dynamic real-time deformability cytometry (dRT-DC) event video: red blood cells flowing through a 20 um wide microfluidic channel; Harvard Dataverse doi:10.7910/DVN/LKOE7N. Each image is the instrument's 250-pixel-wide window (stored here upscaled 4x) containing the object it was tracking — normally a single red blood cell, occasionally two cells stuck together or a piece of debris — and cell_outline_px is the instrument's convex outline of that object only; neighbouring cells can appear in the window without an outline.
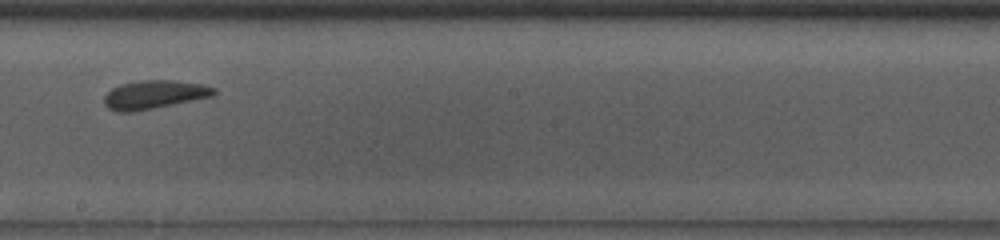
{"species": "common noctule bat (a hibernating species)", "species_latin": "Nyctalus noctula", "temperature_condition": "room temperature", "stored_images_in_passage": 33, "camera_frame_rate_fps": 3000, "um_per_image_px": 0.085, "animal": {"sex": "male", "body_mass_g": 13.0, "forearm_length_mm": 53.1}, "frame": {"image": 1, "passage_image": 15, "time_ms": 4.667, "image_size_px": [1000, 240], "cell_outline_px": [[216, 92], [212, 96], [132, 112], [116, 112], [108, 108], [104, 104], [104, 96], [112, 88], [120, 84], [144, 80], [176, 80], [200, 84], [216, 88]], "centroid_in_image_um": [13.07, 8.04], "position_along_channel_um": 235.1, "area_um2": 18.03}}
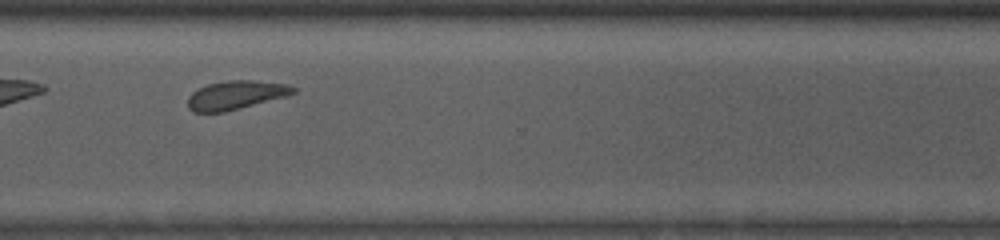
{"frame": {"image": 2, "passage_image": 24, "time_ms": 7.667, "image_size_px": [1000, 240], "cell_outline_px": [[296, 92], [288, 96], [224, 112], [192, 112], [188, 108], [188, 96], [192, 92], [208, 84], [228, 80], [252, 80], [288, 84], [296, 88]], "centroid_in_image_um": [20.06, 8.08], "position_along_channel_um": 350.5, "area_um2": 17.69}}